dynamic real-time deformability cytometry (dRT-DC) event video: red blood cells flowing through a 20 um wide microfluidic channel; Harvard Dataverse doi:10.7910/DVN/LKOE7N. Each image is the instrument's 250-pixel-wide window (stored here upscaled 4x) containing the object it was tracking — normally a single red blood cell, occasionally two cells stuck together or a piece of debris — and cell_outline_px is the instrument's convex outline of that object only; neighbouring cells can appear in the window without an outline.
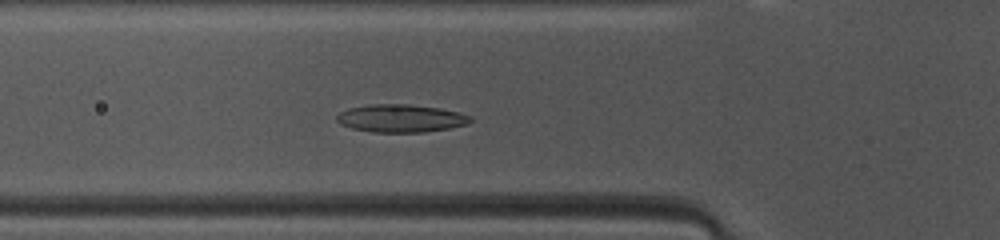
{"species": "common noctule bat (a hibernating species)", "species_latin": "Nyctalus noctula", "temperature_condition": "warm", "stored_images_in_passage": 38, "camera_frame_rate_fps": 3000, "um_per_image_px": 0.085, "animal": {"sex": "female", "body_mass_g": 10.0, "forearm_length_mm": 53.1}, "frame": {"image": 1, "passage_image": 6, "time_ms": 1.667, "image_size_px": [1000, 240], "cell_outline_px": [[472, 120], [468, 124], [448, 128], [424, 132], [372, 132], [352, 128], [340, 124], [336, 120], [336, 116], [340, 112], [348, 108], [372, 104], [408, 104], [440, 108], [472, 116]], "centroid_in_image_um": [34.05, 10.05], "position_along_channel_um": 91.7, "area_um2": 21.62}}
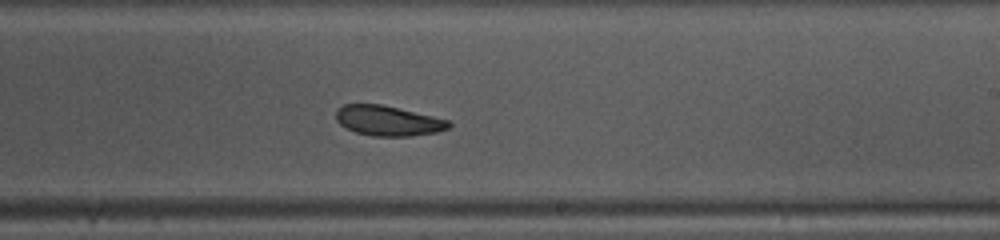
{"frame": {"image": 2, "passage_image": 18, "time_ms": 5.667, "image_size_px": [1000, 240], "cell_outline_px": [[452, 124], [448, 128], [436, 132], [412, 136], [372, 136], [356, 132], [344, 128], [336, 120], [336, 108], [344, 104], [380, 104], [432, 116], [448, 120]], "centroid_in_image_um": [32.93, 10.26], "position_along_channel_um": 256.1, "area_um2": 19.71}}
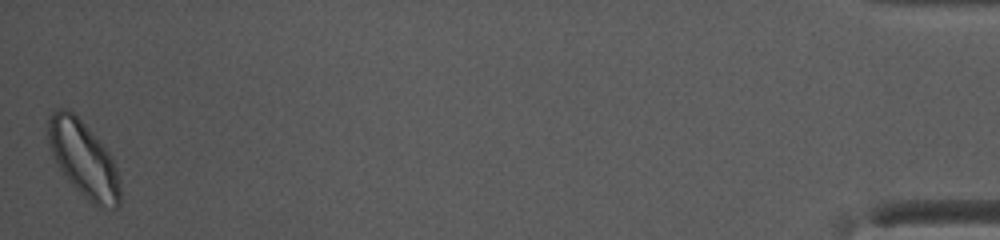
{"frame": {"image": 3, "passage_image": 38, "time_ms": 12.333, "image_size_px": [1000, 240], "cell_outline_px": [[120, 204], [116, 208], [100, 208], [84, 196], [68, 180], [60, 168], [52, 152], [48, 140], [48, 116], [56, 108], [68, 108], [84, 124], [112, 156], [120, 180]], "centroid_in_image_um": [7.11, 13.53], "position_along_channel_um": 428.1, "area_um2": 31.33}, "authors_computed_cell_mechanics": {"area_um2": 21.1837, "velocity_mm_per_s": 4.0986, "shape_relaxation_time_tau1_ms": 4.0304, "shape_relaxation_time_tau2_ms": null, "deformation_change_tau1": 0.0999, "deformation_change_tau2": null}}